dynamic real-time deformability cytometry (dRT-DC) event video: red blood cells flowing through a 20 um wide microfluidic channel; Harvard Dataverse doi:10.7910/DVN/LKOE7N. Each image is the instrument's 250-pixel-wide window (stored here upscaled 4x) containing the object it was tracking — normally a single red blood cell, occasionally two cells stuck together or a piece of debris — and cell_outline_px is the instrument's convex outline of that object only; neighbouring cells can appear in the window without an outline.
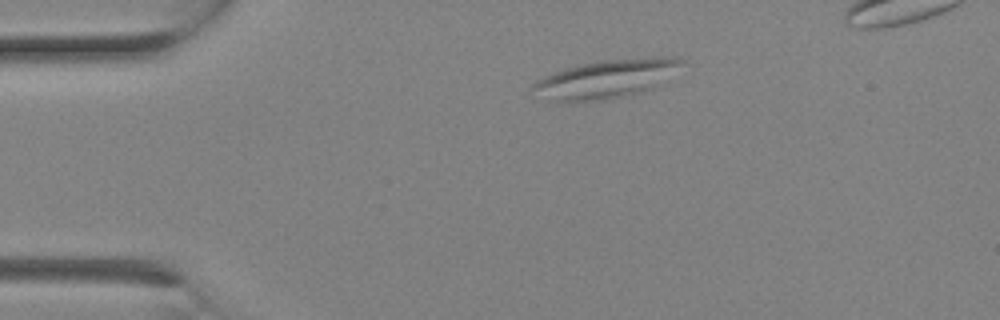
{"species": "Egyptian fruit bat (a non-hibernating species)", "species_latin": "Rousettus aegyptiacus", "temperature_condition": "room temperature", "stored_images_in_passage": 2, "camera_frame_rate_fps": 3000, "um_per_image_px": 0.085, "animal": {"sex": "female"}, "frame": {"image": 1, "passage_image": 1, "time_ms": 0.0, "image_size_px": [1000, 320], "cell_outline_px": [[684, 60], [652, 88], [640, 92], [624, 96], [604, 100], [568, 104], [548, 100], [532, 88], [532, 84], [536, 80], [544, 76], [580, 64], [604, 60], [660, 56], [672, 56]], "centroid_in_image_um": [51.43, 6.73], "position_along_channel_um": 33.6, "area_um2": 32.89}}